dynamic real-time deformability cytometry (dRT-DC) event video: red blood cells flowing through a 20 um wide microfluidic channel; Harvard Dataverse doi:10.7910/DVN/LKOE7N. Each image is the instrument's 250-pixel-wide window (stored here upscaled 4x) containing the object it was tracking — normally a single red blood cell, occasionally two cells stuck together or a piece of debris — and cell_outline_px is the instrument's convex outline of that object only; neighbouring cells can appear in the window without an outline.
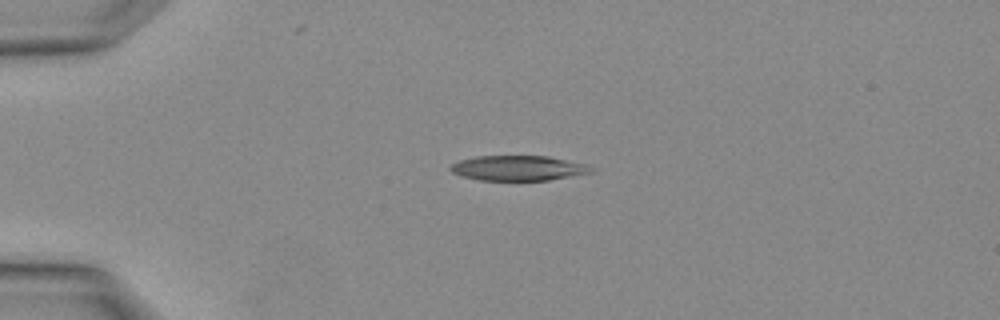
{"species": "Egyptian fruit bat (a non-hibernating species)", "species_latin": "Rousettus aegyptiacus", "temperature_condition": "warm", "stored_images_in_passage": 2, "camera_frame_rate_fps": 3000, "um_per_image_px": 0.085, "animal": {"sex": "female"}, "frame": {"image": 1, "passage_image": 2, "time_ms": 0.333, "image_size_px": [1000, 320], "cell_outline_px": [[596, 168], [592, 172], [548, 180], [480, 180], [460, 176], [452, 172], [448, 168], [452, 164], [460, 160], [476, 156], [548, 156], [584, 164]], "centroid_in_image_um": [44.01, 14.29], "position_along_channel_um": 41.0, "area_um2": 20.4}}